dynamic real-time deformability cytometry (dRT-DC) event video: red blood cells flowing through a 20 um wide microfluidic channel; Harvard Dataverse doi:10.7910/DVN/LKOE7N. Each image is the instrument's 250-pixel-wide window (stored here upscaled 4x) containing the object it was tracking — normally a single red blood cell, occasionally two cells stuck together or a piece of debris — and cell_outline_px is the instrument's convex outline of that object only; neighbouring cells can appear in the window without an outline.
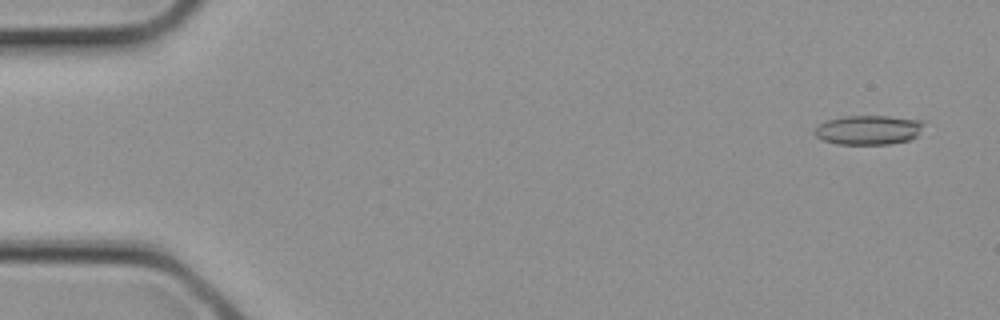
{"species": "common noctule bat (a hibernating species)", "species_latin": "Nyctalus noctula", "temperature_condition": "cold", "stored_images_in_passage": 2, "camera_frame_rate_fps": 3000, "um_per_image_px": 0.085, "animal": {"sex": "female", "body_mass_g": 21.9}, "frame": {"image": 1, "passage_image": 1, "time_ms": 0.0, "image_size_px": [1000, 320], "cell_outline_px": [[928, 120], [916, 136], [912, 140], [888, 144], [836, 144], [824, 140], [816, 136], [812, 132], [816, 124], [828, 120], [844, 116], [888, 116]], "centroid_in_image_um": [73.84, 11.03], "position_along_channel_um": 11.2, "area_um2": 19.07}}